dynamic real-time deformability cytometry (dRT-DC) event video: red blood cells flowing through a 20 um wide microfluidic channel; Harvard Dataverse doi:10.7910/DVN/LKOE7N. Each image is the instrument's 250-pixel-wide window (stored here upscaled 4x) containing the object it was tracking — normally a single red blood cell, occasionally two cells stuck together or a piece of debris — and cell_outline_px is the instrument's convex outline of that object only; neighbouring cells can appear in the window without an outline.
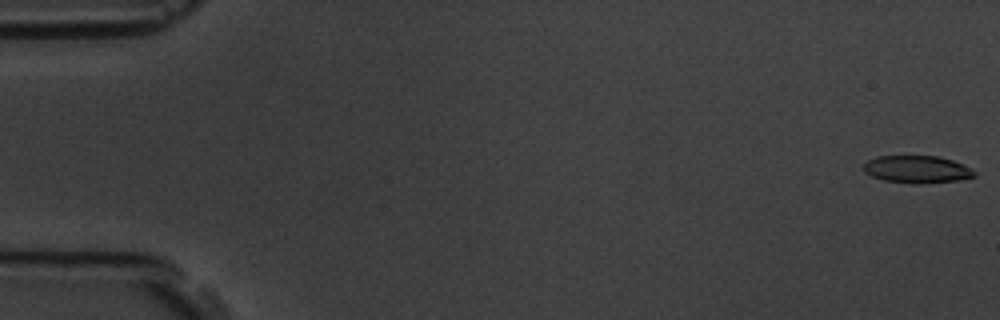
{"species": "common noctule bat (a hibernating species)", "species_latin": "Nyctalus noctula", "temperature_condition": "room temperature", "stored_images_in_passage": 6, "camera_frame_rate_fps": 3000, "um_per_image_px": 0.085, "animal": {"sex": "male", "body_mass_g": 19.5, "forearm_length_mm": 54.6}, "frame": {"image": 1, "passage_image": 1, "time_ms": 0.0, "image_size_px": [1000, 320], "cell_outline_px": [[976, 176], [960, 180], [920, 184], [916, 184], [884, 180], [872, 176], [864, 172], [864, 164], [868, 160], [876, 156], [940, 156], [952, 160], [972, 168], [976, 172]], "centroid_in_image_um": [77.97, 14.39], "position_along_channel_um": 7.0, "area_um2": 17.8}}
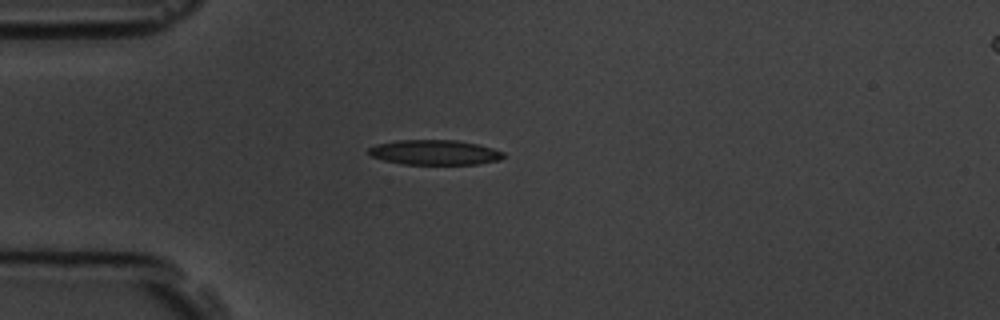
{"frame": {"image": 2, "passage_image": 5, "time_ms": 4.667, "image_size_px": [1000, 320], "cell_outline_px": [[504, 156], [500, 160], [476, 164], [404, 164], [384, 160], [372, 156], [368, 152], [368, 148], [376, 144], [396, 140], [456, 140], [476, 144], [492, 148], [504, 152]], "centroid_in_image_um": [36.94, 12.95], "position_along_channel_um": 48.1, "area_um2": 19.48}}